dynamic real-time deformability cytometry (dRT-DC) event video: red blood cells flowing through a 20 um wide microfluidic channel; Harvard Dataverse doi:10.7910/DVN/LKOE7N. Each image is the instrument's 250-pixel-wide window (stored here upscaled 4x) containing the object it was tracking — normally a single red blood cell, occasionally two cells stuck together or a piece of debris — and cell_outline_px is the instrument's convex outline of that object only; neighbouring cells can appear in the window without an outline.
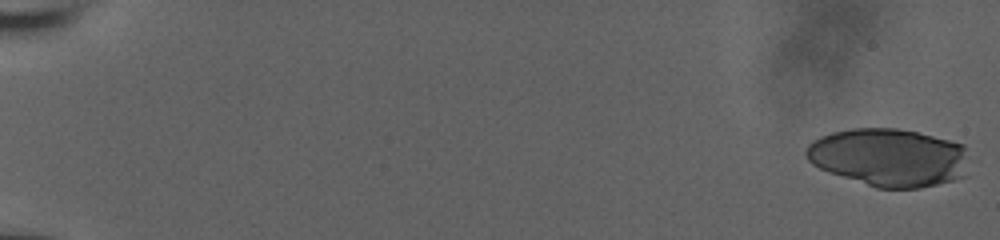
{"species": "human", "species_latin": "Homo sapiens", "temperature_condition": "room temperature", "stored_images_in_passage": 23, "camera_frame_rate_fps": 3000, "um_per_image_px": 0.085, "donor": {"sex": "male"}, "frame": {"image": 1, "passage_image": 1, "time_ms": 0.0, "image_size_px": [1000, 240], "cell_outline_px": [[968, 176], [920, 188], [876, 188], [828, 172], [812, 164], [808, 160], [804, 152], [808, 144], [812, 140], [820, 136], [832, 132], [852, 128], [896, 128], [916, 132], [964, 144]], "centroid_in_image_um": [75.53, 13.38], "position_along_channel_um": 9.5, "area_um2": 55.2}}
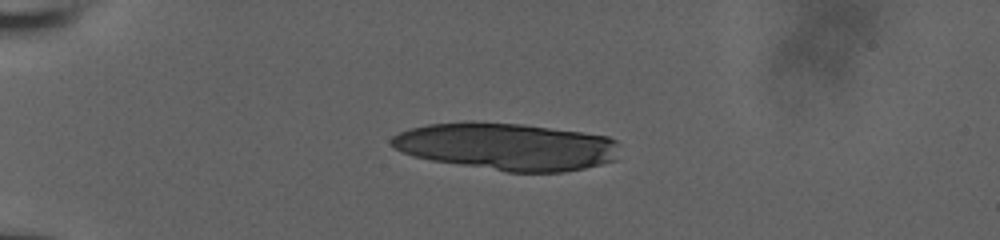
{"frame": {"image": 2, "passage_image": 16, "time_ms": 5.0, "image_size_px": [1000, 240], "cell_outline_px": [[616, 160], [584, 168], [564, 172], [508, 172], [432, 160], [412, 156], [396, 148], [388, 140], [392, 136], [408, 128], [428, 124], [472, 120], [524, 124], [584, 132], [608, 136], [616, 140]], "centroid_in_image_um": [43.04, 12.43], "position_along_channel_um": 42.0, "area_um2": 63.18}}